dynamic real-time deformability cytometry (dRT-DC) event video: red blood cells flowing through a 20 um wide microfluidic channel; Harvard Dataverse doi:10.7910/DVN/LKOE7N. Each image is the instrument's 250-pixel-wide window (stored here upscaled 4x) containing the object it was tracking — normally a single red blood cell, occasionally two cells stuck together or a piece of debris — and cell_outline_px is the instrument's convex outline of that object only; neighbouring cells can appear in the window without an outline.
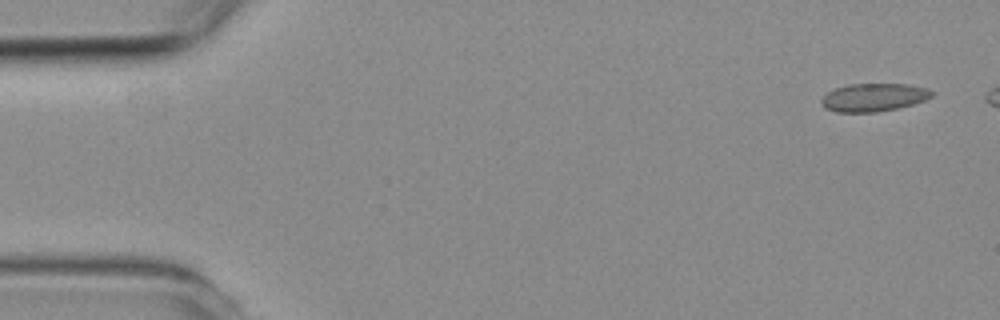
{"species": "common noctule bat (a hibernating species)", "species_latin": "Nyctalus noctula", "temperature_condition": "room temperature", "stored_images_in_passage": 5, "camera_frame_rate_fps": 3000, "um_per_image_px": 0.085, "animal": {"sex": "female", "body_mass_g": 19.3, "forearm_length_mm": 54.1}, "frame": {"image": 1, "passage_image": 1, "time_ms": 0.0, "image_size_px": [1000, 320], "cell_outline_px": [[936, 92], [932, 96], [924, 100], [912, 104], [896, 108], [876, 112], [836, 112], [824, 108], [820, 104], [820, 100], [828, 92], [836, 88], [848, 84], [908, 84], [928, 88]], "centroid_in_image_um": [74.26, 8.27], "position_along_channel_um": 10.7, "area_um2": 18.09}}